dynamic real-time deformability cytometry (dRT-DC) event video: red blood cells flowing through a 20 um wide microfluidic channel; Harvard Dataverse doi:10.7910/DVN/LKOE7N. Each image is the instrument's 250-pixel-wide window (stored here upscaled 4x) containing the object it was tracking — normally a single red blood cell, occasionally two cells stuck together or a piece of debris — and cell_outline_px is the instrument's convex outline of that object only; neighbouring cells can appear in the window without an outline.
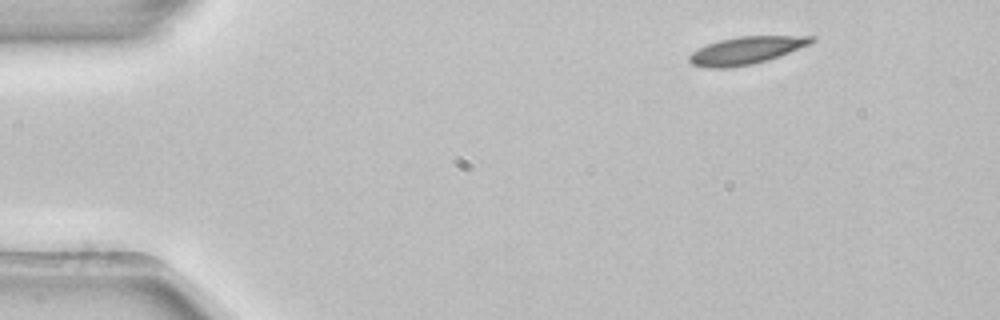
{"species": "common noctule bat (a hibernating species)", "species_latin": "Nyctalus noctula", "temperature_condition": "room temperature", "stored_images_in_passage": 3, "camera_frame_rate_fps": 3000, "um_per_image_px": 0.085, "animal": {"sex": "female", "body_mass_g": 22.7, "forearm_length_mm": 54.2}, "frame": {"image": 1, "passage_image": 1, "time_ms": 0.0, "image_size_px": [1000, 320], "cell_outline_px": [[816, 40], [808, 44], [768, 60], [752, 64], [728, 68], [704, 68], [692, 64], [688, 60], [688, 56], [692, 52], [708, 44], [720, 40], [740, 36], [816, 36]], "centroid_in_image_um": [63.38, 4.29], "position_along_channel_um": 21.6, "area_um2": 19.36}}